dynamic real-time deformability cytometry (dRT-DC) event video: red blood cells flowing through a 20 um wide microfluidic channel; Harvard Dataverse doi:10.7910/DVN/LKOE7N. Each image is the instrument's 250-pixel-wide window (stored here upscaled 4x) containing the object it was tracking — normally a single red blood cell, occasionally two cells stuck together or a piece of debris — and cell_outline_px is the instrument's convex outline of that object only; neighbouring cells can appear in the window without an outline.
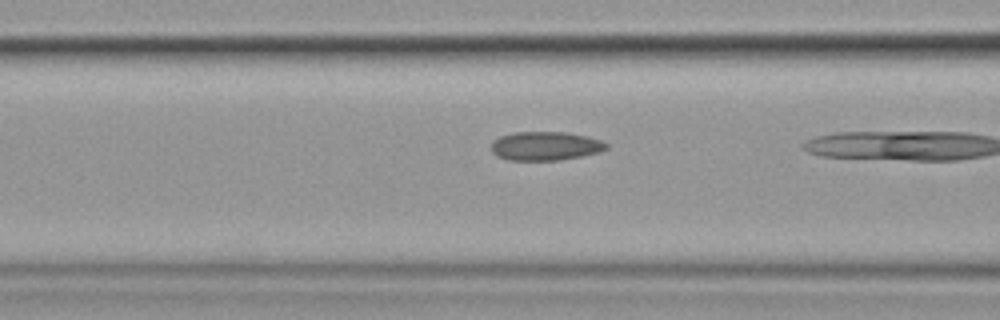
{"species": "common noctule bat (a hibernating species)", "species_latin": "Nyctalus noctula", "temperature_condition": "cold", "stored_images_in_passage": 8, "camera_frame_rate_fps": 3000, "um_per_image_px": 0.085, "animal": {"sex": "female", "body_mass_g": 19.9}, "frame": {"image": 1, "passage_image": 8, "time_ms": 8.0, "image_size_px": [1000, 320], "cell_outline_px": [[608, 148], [596, 152], [580, 156], [560, 160], [508, 160], [496, 156], [492, 152], [492, 140], [500, 136], [512, 132], [564, 132], [588, 136], [600, 140], [608, 144]], "centroid_in_image_um": [46.31, 12.4], "position_along_channel_um": 120.3, "area_um2": 19.31}}